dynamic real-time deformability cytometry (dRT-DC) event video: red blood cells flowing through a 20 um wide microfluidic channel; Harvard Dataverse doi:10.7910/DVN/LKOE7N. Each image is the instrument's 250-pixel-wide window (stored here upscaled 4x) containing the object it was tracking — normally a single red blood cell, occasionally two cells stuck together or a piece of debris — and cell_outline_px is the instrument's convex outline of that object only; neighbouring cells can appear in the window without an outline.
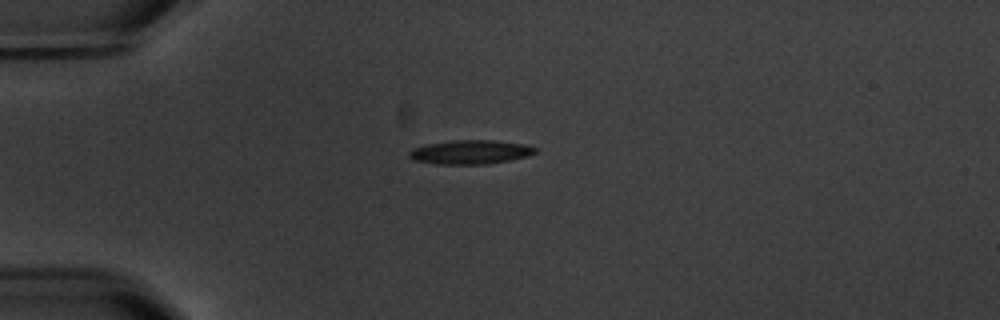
{"species": "common noctule bat (a hibernating species)", "species_latin": "Nyctalus noctula", "temperature_condition": "warm", "stored_images_in_passage": 4, "camera_frame_rate_fps": 3000, "um_per_image_px": 0.085, "animal": {"sex": "male", "body_mass_g": 20.1, "forearm_length_mm": 53.5}, "frame": {"image": 1, "passage_image": 1, "time_ms": 0.0, "image_size_px": [1000, 320], "cell_outline_px": [[536, 152], [528, 156], [488, 164], [436, 164], [412, 160], [408, 156], [408, 152], [412, 148], [424, 144], [452, 140], [492, 140], [524, 144], [536, 148]], "centroid_in_image_um": [39.91, 12.92], "position_along_channel_um": 45.1, "area_um2": 17.74}}
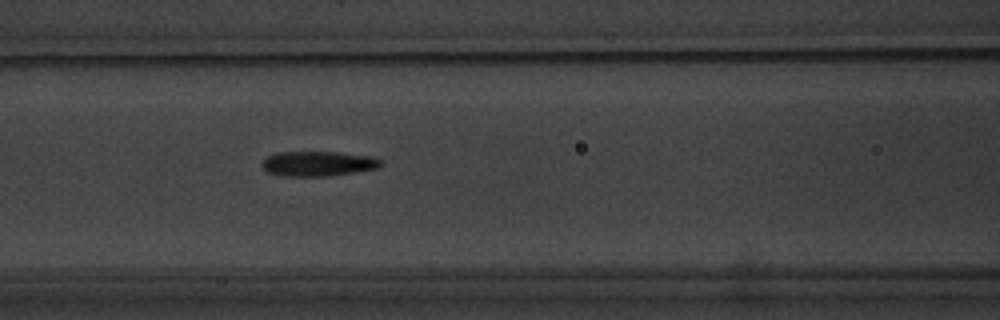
{"frame": {"image": 2, "passage_image": 4, "time_ms": 3.333, "image_size_px": [1000, 320], "cell_outline_px": [[384, 164], [380, 168], [328, 176], [280, 176], [268, 172], [260, 164], [268, 156], [276, 152], [336, 152], [372, 156], [380, 160]], "centroid_in_image_um": [27.05, 13.91], "position_along_channel_um": 139.6, "area_um2": 17.34}}